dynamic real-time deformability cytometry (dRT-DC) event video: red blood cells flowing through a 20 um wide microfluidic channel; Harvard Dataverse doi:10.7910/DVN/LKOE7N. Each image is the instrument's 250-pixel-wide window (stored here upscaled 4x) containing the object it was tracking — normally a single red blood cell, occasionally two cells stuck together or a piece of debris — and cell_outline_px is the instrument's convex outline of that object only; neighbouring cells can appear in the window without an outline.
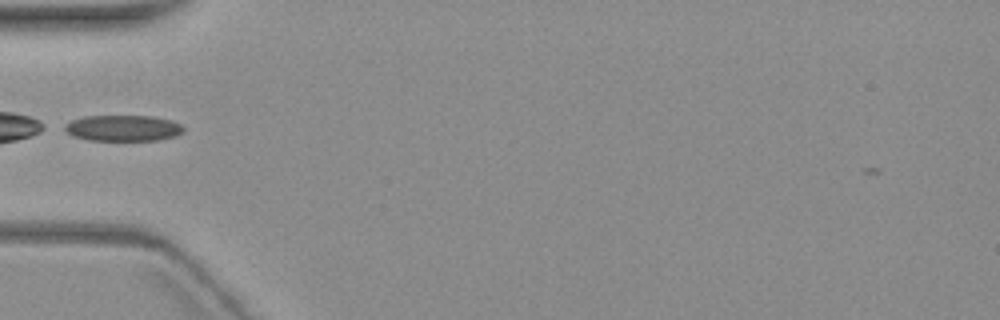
{"species": "common noctule bat (a hibernating species)", "species_latin": "Nyctalus noctula", "temperature_condition": "warm", "stored_images_in_passage": 5, "camera_frame_rate_fps": 3000, "um_per_image_px": 0.085, "animal": {"sex": "female", "body_mass_g": 19.3, "forearm_length_mm": 54.1}, "frame": {"image": 1, "passage_image": 5, "time_ms": 4.667, "image_size_px": [1000, 320], "cell_outline_px": [[184, 132], [176, 136], [160, 140], [88, 140], [72, 136], [56, 128], [72, 120], [84, 116], [152, 116], [168, 120], [180, 124], [184, 128]], "centroid_in_image_um": [10.36, 10.89], "position_along_channel_um": 74.6, "area_um2": 18.32}}